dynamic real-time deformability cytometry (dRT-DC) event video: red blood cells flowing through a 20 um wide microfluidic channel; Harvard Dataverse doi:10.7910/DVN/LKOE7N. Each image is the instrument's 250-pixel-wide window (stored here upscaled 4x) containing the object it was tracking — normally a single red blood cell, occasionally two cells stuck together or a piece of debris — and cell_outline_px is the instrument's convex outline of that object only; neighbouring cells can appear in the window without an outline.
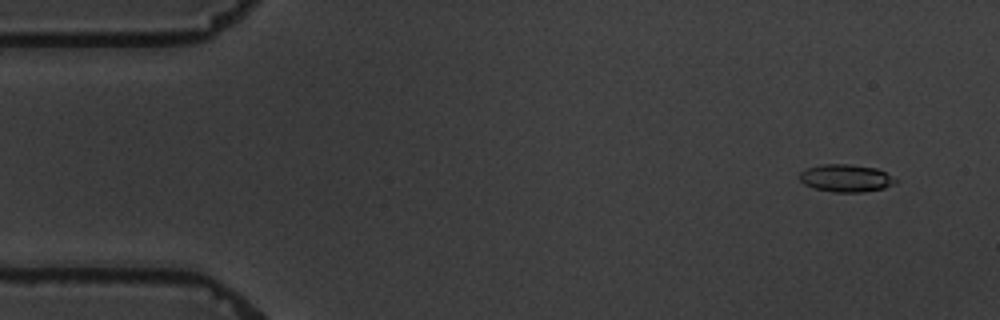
{"species": "common noctule bat (a hibernating species)", "species_latin": "Nyctalus noctula", "temperature_condition": "warm", "stored_images_in_passage": 14, "camera_frame_rate_fps": 3000, "um_per_image_px": 0.085, "animal": {"sex": "male", "body_mass_g": 19.5, "forearm_length_mm": 54.6}, "frame": {"image": 1, "passage_image": 1, "time_ms": 0.0, "image_size_px": [1000, 320], "cell_outline_px": [[896, 184], [884, 188], [864, 192], [832, 192], [816, 188], [804, 184], [800, 180], [800, 172], [808, 168], [820, 164], [848, 164], [876, 168], [884, 172], [896, 180]], "centroid_in_image_um": [71.9, 15.14], "position_along_channel_um": 13.1, "area_um2": 15.26}}
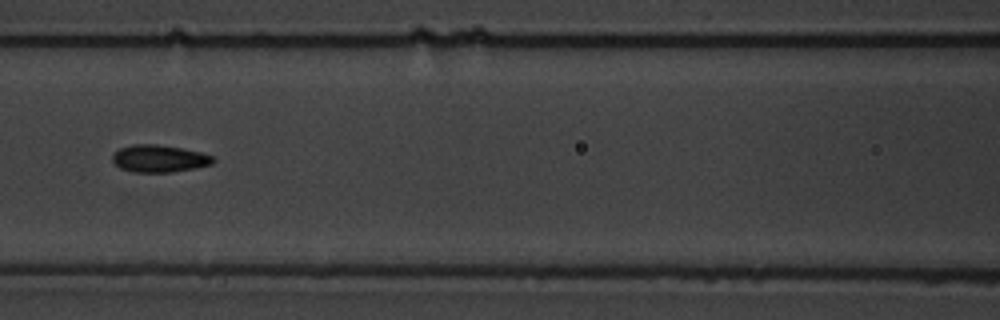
{"frame": {"image": 2, "passage_image": 6, "time_ms": 7.0, "image_size_px": [1000, 320], "cell_outline_px": [[216, 160], [212, 164], [172, 172], [136, 172], [120, 168], [112, 160], [112, 156], [120, 148], [132, 144], [156, 144], [180, 148], [200, 152], [212, 156]], "centroid_in_image_um": [13.53, 13.47], "position_along_channel_um": 153.1, "area_um2": 15.78}}
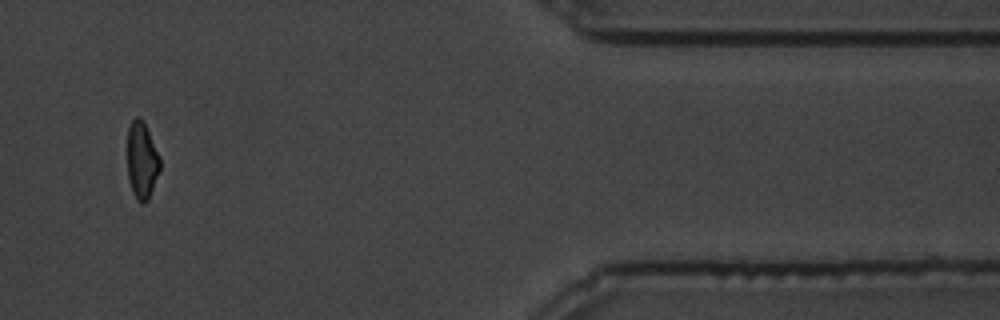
{"frame": {"image": 3, "passage_image": 13, "time_ms": 15.333, "image_size_px": [1000, 320], "cell_outline_px": [[160, 168], [148, 200], [144, 204], [140, 204], [136, 200], [132, 192], [128, 180], [128, 128], [132, 120], [136, 116], [140, 116], [144, 120], [160, 156]], "centroid_in_image_um": [12.06, 13.63], "position_along_channel_um": 399.3, "area_um2": 14.85}, "authors_computed_cell_mechanics": {"area_um2": 15.2592, "velocity_mm_per_s": 3.4619, "shape_relaxation_time_tau1_ms": 6.9553, "shape_relaxation_time_tau2_ms": 1.7184, "deformation_change_tau1": 0.1772, "deformation_change_tau2": 0.0678}}